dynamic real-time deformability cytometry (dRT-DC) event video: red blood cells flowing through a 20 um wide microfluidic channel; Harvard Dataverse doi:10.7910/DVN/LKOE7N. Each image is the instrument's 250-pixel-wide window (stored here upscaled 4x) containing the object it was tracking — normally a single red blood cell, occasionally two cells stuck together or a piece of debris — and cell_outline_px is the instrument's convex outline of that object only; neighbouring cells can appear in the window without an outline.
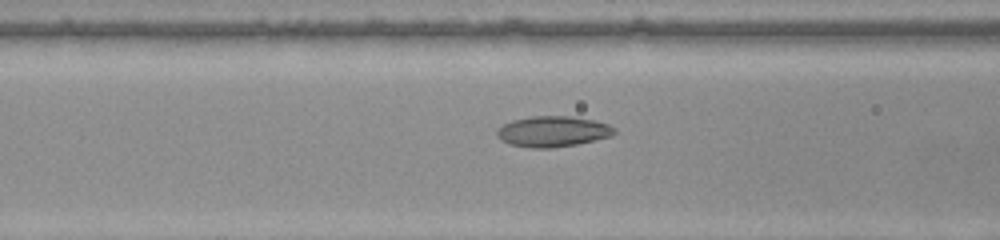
{"species": "common noctule bat (a hibernating species)", "species_latin": "Nyctalus noctula", "temperature_condition": "warm", "stored_images_in_passage": 47, "camera_frame_rate_fps": 3000, "um_per_image_px": 0.085, "animal": {"sex": "female", "body_mass_g": 22.0, "forearm_length_mm": 56.7}, "frame": {"image": 1, "passage_image": 16, "time_ms": 5.0, "image_size_px": [1000, 240], "cell_outline_px": [[616, 132], [612, 136], [576, 144], [552, 148], [528, 148], [508, 144], [500, 140], [496, 136], [496, 128], [500, 124], [512, 120], [532, 116], [572, 116], [596, 120], [608, 124], [616, 128]], "centroid_in_image_um": [46.94, 11.17], "position_along_channel_um": 119.7, "area_um2": 21.44}}
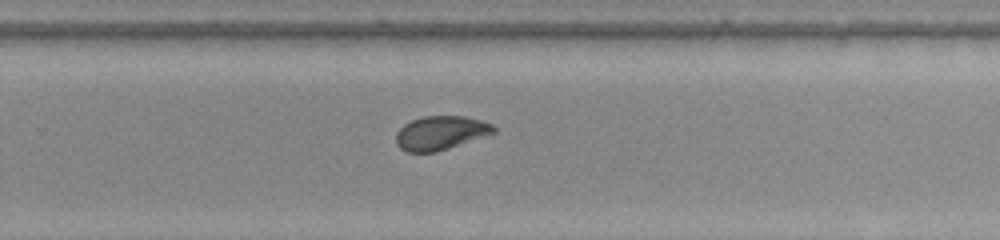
{"frame": {"image": 2, "passage_image": 29, "time_ms": 9.333, "image_size_px": [1000, 240], "cell_outline_px": [[496, 132], [436, 152], [408, 152], [400, 148], [396, 144], [396, 132], [404, 124], [412, 120], [424, 116], [464, 116], [480, 120], [492, 124], [496, 128]], "centroid_in_image_um": [37.43, 11.29], "position_along_channel_um": 292.4, "area_um2": 19.13}}
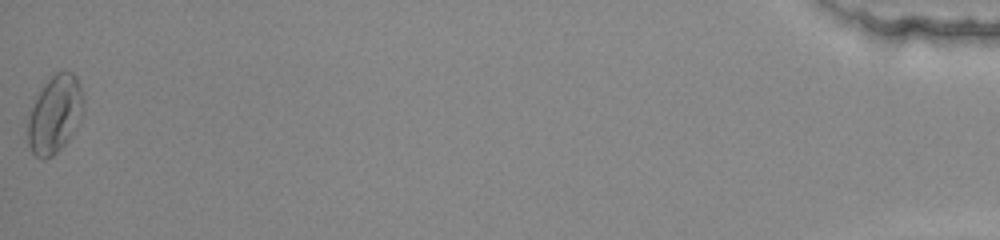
{"frame": {"image": 3, "passage_image": 47, "time_ms": 15.333, "image_size_px": [1000, 240], "cell_outline_px": [[84, 112], [76, 128], [68, 140], [52, 156], [44, 160], [40, 160], [32, 152], [28, 144], [28, 120], [32, 108], [44, 84], [56, 72], [72, 72], [76, 76], [84, 100]], "centroid_in_image_um": [4.68, 9.75], "position_along_channel_um": 430.5, "area_um2": 24.91}, "authors_computed_cell_mechanics": {"area_um2": 20.2878, "velocity_mm_per_s": 3.9905, "shape_relaxation_time_tau1_ms": 10.2351, "shape_relaxation_time_tau2_ms": 1.5061, "deformation_change_tau1": 0.2116, "deformation_change_tau2": 0.063}}